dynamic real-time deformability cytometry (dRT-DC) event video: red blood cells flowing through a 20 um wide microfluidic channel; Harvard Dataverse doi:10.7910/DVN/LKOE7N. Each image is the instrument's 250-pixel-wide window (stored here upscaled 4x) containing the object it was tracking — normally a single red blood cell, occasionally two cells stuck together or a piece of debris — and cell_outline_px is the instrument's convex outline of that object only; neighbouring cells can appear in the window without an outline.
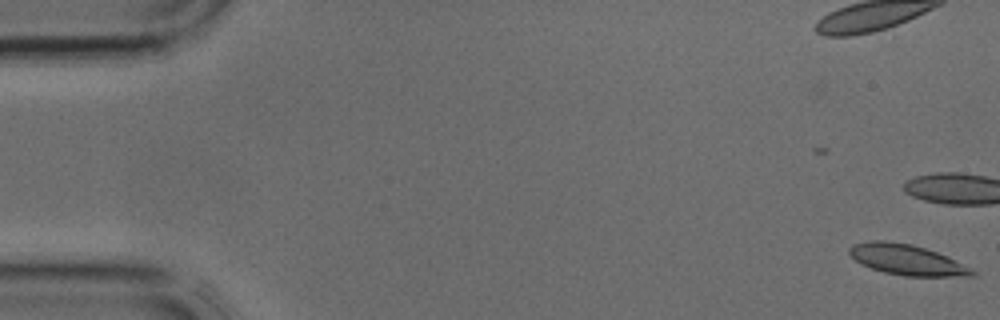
{"species": "common noctule bat (a hibernating species)", "species_latin": "Nyctalus noctula", "temperature_condition": "cold", "stored_images_in_passage": 12, "camera_frame_rate_fps": 3000, "um_per_image_px": 0.085, "animal": {"sex": "male", "body_mass_g": 17.9, "forearm_length_mm": 54.2}, "frame": {"image": 1, "passage_image": 1, "time_ms": 0.0, "image_size_px": [1000, 320], "cell_outline_px": [[976, 276], [904, 276], [884, 272], [860, 264], [848, 252], [848, 248], [852, 244], [868, 240], [884, 240], [912, 244], [948, 256], [972, 268], [976, 272]], "centroid_in_image_um": [77.08, 22.07], "position_along_channel_um": 7.9, "area_um2": 21.96}}